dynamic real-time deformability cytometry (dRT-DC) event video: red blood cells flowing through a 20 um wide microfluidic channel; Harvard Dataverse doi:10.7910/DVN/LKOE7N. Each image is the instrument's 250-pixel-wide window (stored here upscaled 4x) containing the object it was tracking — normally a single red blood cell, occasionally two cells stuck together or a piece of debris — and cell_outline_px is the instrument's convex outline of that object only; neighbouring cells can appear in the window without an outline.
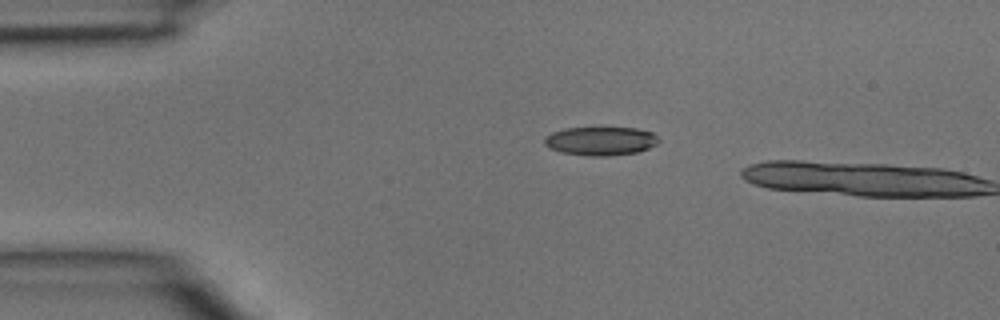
{"species": "common noctule bat (a hibernating species)", "species_latin": "Nyctalus noctula", "temperature_condition": "room temperature", "stored_images_in_passage": 2, "camera_frame_rate_fps": 3000, "um_per_image_px": 0.085, "animal": {"sex": "male", "body_mass_g": 15.6}, "frame": {"image": 1, "passage_image": 1, "time_ms": 0.0, "image_size_px": [1000, 320], "cell_outline_px": [[660, 140], [656, 144], [648, 148], [636, 152], [608, 156], [588, 156], [560, 152], [544, 144], [544, 136], [552, 132], [564, 128], [636, 128], [652, 132]], "centroid_in_image_um": [51.03, 11.98], "position_along_channel_um": 34.0, "area_um2": 19.02}}